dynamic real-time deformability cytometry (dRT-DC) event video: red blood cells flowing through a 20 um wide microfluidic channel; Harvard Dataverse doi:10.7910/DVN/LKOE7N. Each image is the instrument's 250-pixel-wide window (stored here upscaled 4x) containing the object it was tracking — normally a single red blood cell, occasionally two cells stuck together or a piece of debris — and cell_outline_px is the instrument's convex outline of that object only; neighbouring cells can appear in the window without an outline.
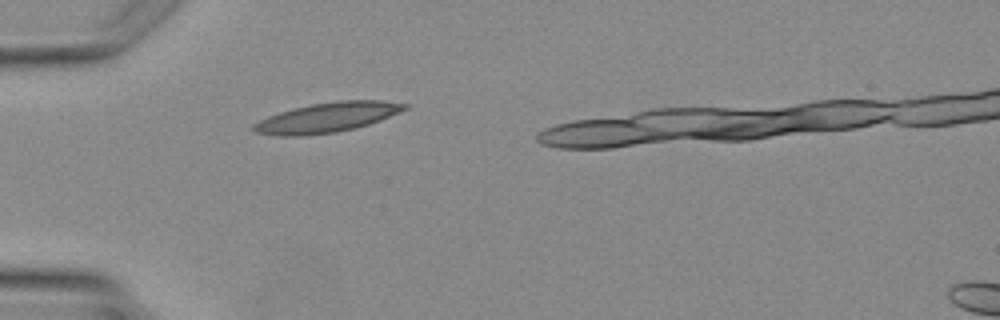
{"species": "Egyptian fruit bat (a non-hibernating species)", "species_latin": "Rousettus aegyptiacus", "temperature_condition": "warm", "stored_images_in_passage": 3, "camera_frame_rate_fps": 3000, "um_per_image_px": 0.085, "animal": {"sex": "female"}, "frame": {"image": 1, "passage_image": 2, "time_ms": 2.333, "image_size_px": [1000, 320], "cell_outline_px": [[408, 108], [380, 120], [356, 128], [336, 132], [304, 136], [276, 136], [256, 132], [252, 128], [252, 124], [268, 116], [292, 108], [312, 104], [340, 100], [384, 100], [408, 104]], "centroid_in_image_um": [27.8, 9.98], "position_along_channel_um": 57.2, "area_um2": 26.24}}